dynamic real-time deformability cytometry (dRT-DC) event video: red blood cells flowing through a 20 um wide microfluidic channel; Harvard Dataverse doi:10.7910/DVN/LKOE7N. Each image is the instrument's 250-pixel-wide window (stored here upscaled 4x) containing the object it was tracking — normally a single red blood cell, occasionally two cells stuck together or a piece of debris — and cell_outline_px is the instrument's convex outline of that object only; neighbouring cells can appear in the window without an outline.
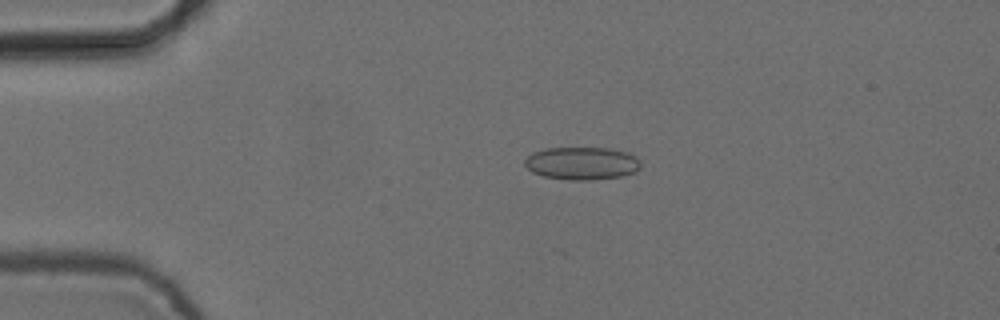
{"species": "common noctule bat (a hibernating species)", "species_latin": "Nyctalus noctula", "temperature_condition": "cold", "stored_images_in_passage": 4, "camera_frame_rate_fps": 3000, "um_per_image_px": 0.085, "animal": {"sex": "female", "body_mass_g": 24.6, "forearm_length_mm": 56.2}, "frame": {"image": 1, "passage_image": 3, "time_ms": 0.667, "image_size_px": [1000, 320], "cell_outline_px": [[640, 168], [636, 172], [620, 176], [592, 180], [568, 180], [544, 176], [532, 172], [524, 164], [524, 160], [532, 152], [544, 148], [608, 148], [628, 152], [636, 156], [640, 160]], "centroid_in_image_um": [49.47, 13.88], "position_along_channel_um": 35.5, "area_um2": 22.31}}